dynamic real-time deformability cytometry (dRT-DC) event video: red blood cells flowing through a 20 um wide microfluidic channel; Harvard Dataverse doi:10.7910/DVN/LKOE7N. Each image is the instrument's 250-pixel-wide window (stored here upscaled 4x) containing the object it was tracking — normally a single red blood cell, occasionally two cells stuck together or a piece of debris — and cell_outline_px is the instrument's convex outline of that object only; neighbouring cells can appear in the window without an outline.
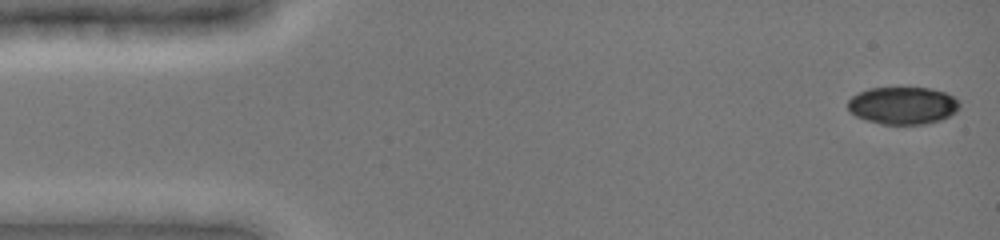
{"species": "common noctule bat (a hibernating species)", "species_latin": "Nyctalus noctula", "temperature_condition": "cold", "stored_images_in_passage": 26, "camera_frame_rate_fps": 3000, "um_per_image_px": 0.085, "animal": {"sex": "female", "body_mass_g": 19.0, "forearm_length_mm": 51.5}, "frame": {"image": 1, "passage_image": 2, "time_ms": 0.333, "image_size_px": [1000, 240], "cell_outline_px": [[960, 108], [956, 112], [940, 120], [924, 124], [880, 124], [856, 116], [848, 108], [848, 100], [852, 96], [868, 88], [932, 88], [944, 92], [952, 96], [960, 104]], "centroid_in_image_um": [76.74, 8.97], "position_along_channel_um": 8.3, "area_um2": 24.22}}
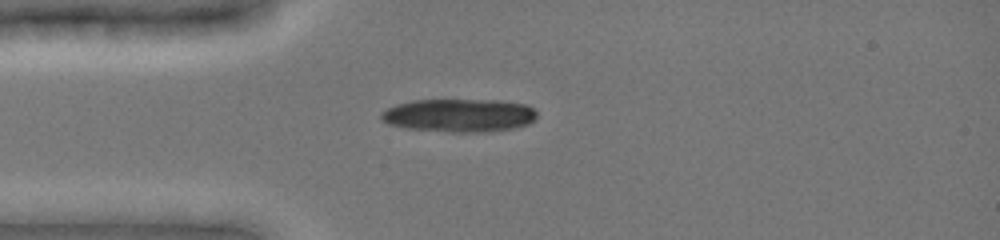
{"frame": {"image": 2, "passage_image": 22, "time_ms": 4.0, "image_size_px": [1000, 240], "cell_outline_px": [[536, 120], [528, 124], [516, 128], [488, 132], [448, 132], [404, 128], [388, 124], [380, 120], [380, 112], [396, 104], [412, 100], [500, 100], [528, 104], [536, 112]], "centroid_in_image_um": [39.03, 9.81], "position_along_channel_um": 46.0, "area_um2": 30.63}}